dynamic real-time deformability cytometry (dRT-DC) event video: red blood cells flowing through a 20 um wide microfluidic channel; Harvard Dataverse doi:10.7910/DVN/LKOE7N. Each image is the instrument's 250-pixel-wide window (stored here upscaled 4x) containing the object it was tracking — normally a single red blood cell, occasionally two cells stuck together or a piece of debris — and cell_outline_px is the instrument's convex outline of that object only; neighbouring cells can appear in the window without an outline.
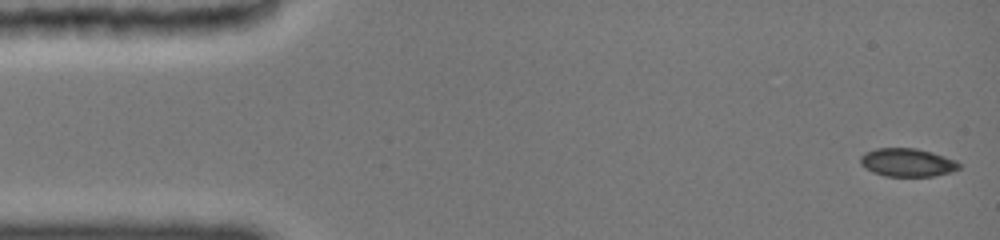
{"species": "common noctule bat (a hibernating species)", "species_latin": "Nyctalus noctula", "temperature_condition": "cold", "stored_images_in_passage": 59, "camera_frame_rate_fps": 3000, "um_per_image_px": 0.085, "animal": {"sex": "female", "body_mass_g": 19.0, "forearm_length_mm": 51.5}, "frame": {"image": 1, "passage_image": 1, "time_ms": 0.0, "image_size_px": [1000, 240], "cell_outline_px": [[960, 168], [952, 172], [932, 176], [884, 176], [872, 172], [864, 168], [860, 164], [860, 156], [876, 148], [916, 148], [944, 156], [956, 160], [960, 164]], "centroid_in_image_um": [77.11, 13.82], "position_along_channel_um": 7.9, "area_um2": 16.24}}
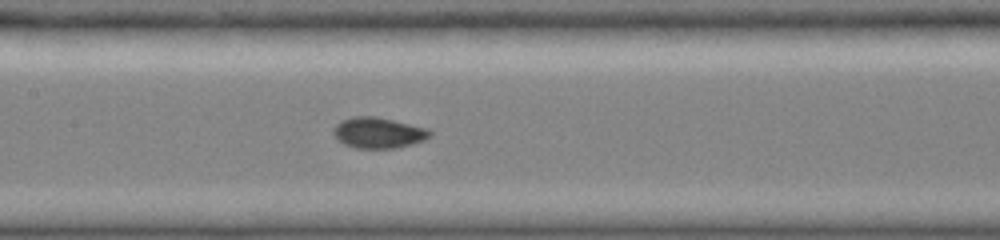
{"frame": {"image": 2, "passage_image": 24, "time_ms": 7.333, "image_size_px": [1000, 240], "cell_outline_px": [[432, 132], [424, 140], [392, 148], [356, 148], [344, 144], [332, 132], [336, 124], [340, 120], [352, 116], [372, 116], [392, 120], [424, 128]], "centroid_in_image_um": [32.08, 11.27], "position_along_channel_um": 175.3, "area_um2": 16.82}}
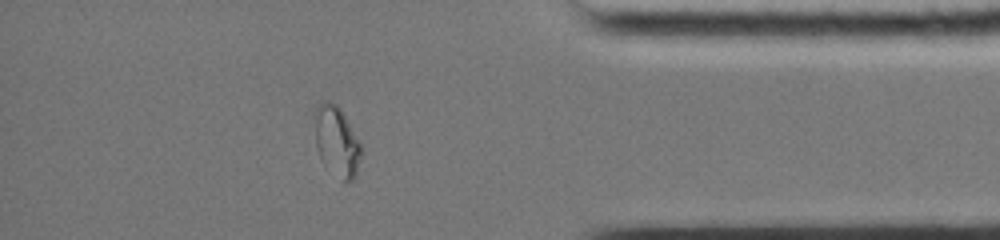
{"frame": {"image": 3, "passage_image": 51, "time_ms": 13.667, "image_size_px": [1000, 240], "cell_outline_px": [[360, 156], [356, 176], [352, 180], [344, 180], [324, 164], [320, 160], [316, 144], [312, 112], [320, 100], [328, 100], [336, 104], [340, 108], [360, 144]], "centroid_in_image_um": [28.55, 11.92], "position_along_channel_um": 406.7, "area_um2": 18.9}}